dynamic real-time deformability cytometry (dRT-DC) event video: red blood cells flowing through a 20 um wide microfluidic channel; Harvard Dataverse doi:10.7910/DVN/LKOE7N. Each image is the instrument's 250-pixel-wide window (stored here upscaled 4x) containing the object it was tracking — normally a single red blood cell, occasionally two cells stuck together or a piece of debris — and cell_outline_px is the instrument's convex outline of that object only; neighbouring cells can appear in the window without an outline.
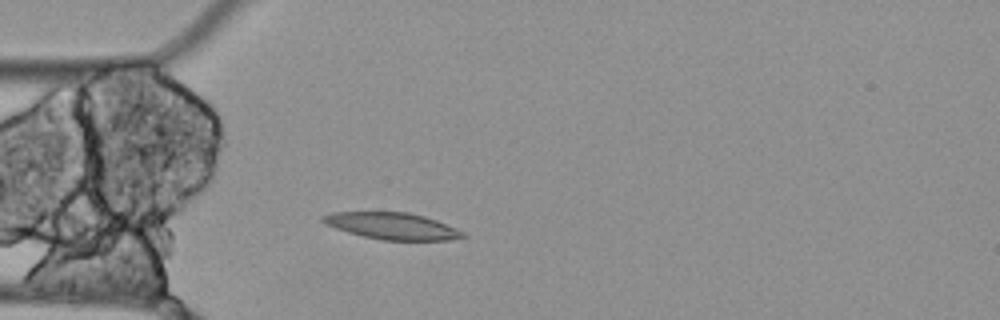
{"species": "Egyptian fruit bat (a non-hibernating species)", "species_latin": "Rousettus aegyptiacus", "temperature_condition": "cold", "stored_images_in_passage": 51, "camera_frame_rate_fps": 3000, "um_per_image_px": 0.085, "animal": {"sex": "female"}, "frame": {"image": 1, "passage_image": 10, "time_ms": 3.0, "image_size_px": [1000, 320], "cell_outline_px": [[468, 236], [448, 240], [380, 240], [348, 232], [336, 228], [320, 220], [320, 216], [332, 212], [408, 212], [424, 216], [436, 220], [464, 232]], "centroid_in_image_um": [33.33, 19.2], "position_along_channel_um": 51.7, "area_um2": 21.62}}
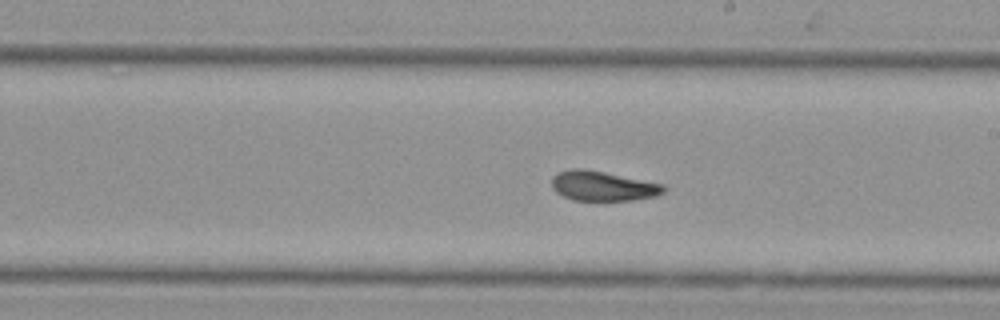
{"frame": {"image": 2, "passage_image": 26, "time_ms": 8.333, "image_size_px": [1000, 320], "cell_outline_px": [[668, 188], [664, 192], [656, 196], [632, 200], [572, 200], [556, 192], [552, 188], [552, 176], [556, 172], [572, 168], [584, 168], [664, 184]], "centroid_in_image_um": [51.23, 15.8], "position_along_channel_um": 237.8, "area_um2": 19.54}}
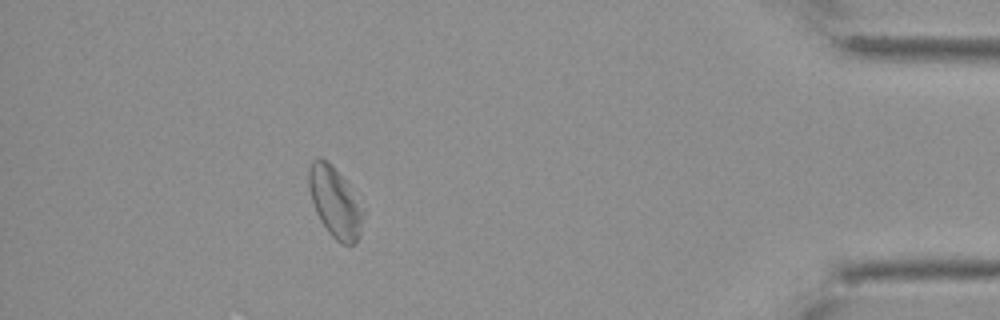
{"frame": {"image": 3, "passage_image": 45, "time_ms": 14.667, "image_size_px": [1000, 320], "cell_outline_px": [[364, 212], [360, 232], [356, 244], [340, 244], [328, 232], [320, 220], [316, 212], [308, 188], [308, 168], [312, 160], [320, 156], [328, 160], [332, 164], [344, 180]], "centroid_in_image_um": [28.43, 17.17], "position_along_channel_um": 406.8, "area_um2": 22.08}, "authors_computed_cell_mechanics": {"area_um2": 20.9814, "velocity_mm_per_s": 3.4582, "shape_relaxation_time_tau1_ms": null, "shape_relaxation_time_tau2_ms": 7.4159, "deformation_change_tau1": null, "deformation_change_tau2": 0.0887}}